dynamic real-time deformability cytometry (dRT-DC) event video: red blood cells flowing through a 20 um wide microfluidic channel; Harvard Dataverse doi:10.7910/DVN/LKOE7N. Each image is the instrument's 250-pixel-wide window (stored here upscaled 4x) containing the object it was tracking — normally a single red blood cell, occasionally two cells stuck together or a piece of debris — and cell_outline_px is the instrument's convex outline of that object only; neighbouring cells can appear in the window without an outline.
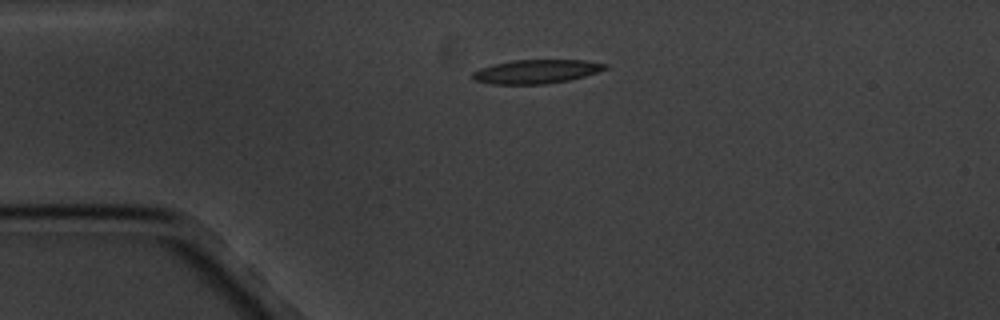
{"species": "common noctule bat (a hibernating species)", "species_latin": "Nyctalus noctula", "temperature_condition": "cold", "stored_images_in_passage": 6, "camera_frame_rate_fps": 3000, "um_per_image_px": 0.085, "animal": {"sex": "male", "body_mass_g": 20.1, "forearm_length_mm": 53.5}, "frame": {"image": 1, "passage_image": 6, "time_ms": 6.667, "image_size_px": [1000, 320], "cell_outline_px": [[608, 68], [600, 72], [568, 80], [548, 84], [492, 84], [476, 80], [472, 76], [472, 72], [480, 68], [492, 64], [512, 60], [584, 60], [608, 64]], "centroid_in_image_um": [45.61, 6.07], "position_along_channel_um": 39.4, "area_um2": 18.5}}